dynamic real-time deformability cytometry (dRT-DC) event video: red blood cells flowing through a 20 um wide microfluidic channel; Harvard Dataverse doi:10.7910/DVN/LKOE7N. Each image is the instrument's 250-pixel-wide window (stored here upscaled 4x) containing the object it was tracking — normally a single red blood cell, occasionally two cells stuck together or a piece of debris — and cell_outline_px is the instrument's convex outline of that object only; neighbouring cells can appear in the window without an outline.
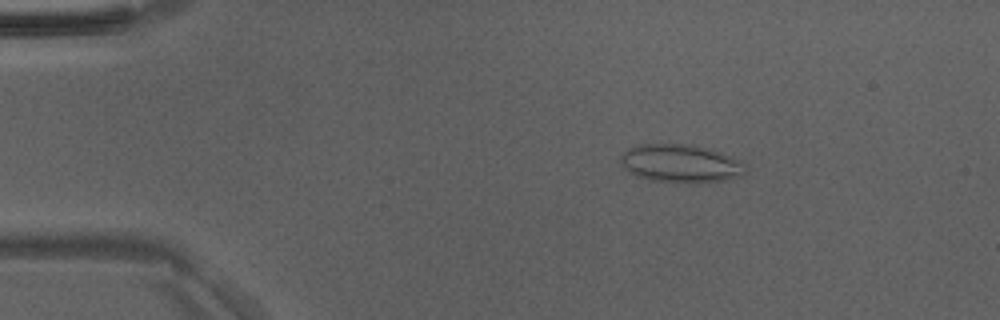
{"species": "Egyptian fruit bat (a non-hibernating species)", "species_latin": "Rousettus aegyptiacus", "temperature_condition": "room temperature", "stored_images_in_passage": 45, "camera_frame_rate_fps": 3000, "um_per_image_px": 0.085, "animal": {"sex": "male"}, "frame": {"image": 1, "passage_image": 7, "time_ms": 2.0, "image_size_px": [1000, 320], "cell_outline_px": [[748, 172], [744, 176], [724, 180], [696, 184], [688, 184], [648, 180], [636, 176], [624, 168], [620, 164], [620, 156], [628, 148], [636, 144], [692, 144], [712, 148], [740, 160]], "centroid_in_image_um": [57.87, 13.91], "position_along_channel_um": 27.1, "area_um2": 28.61}}
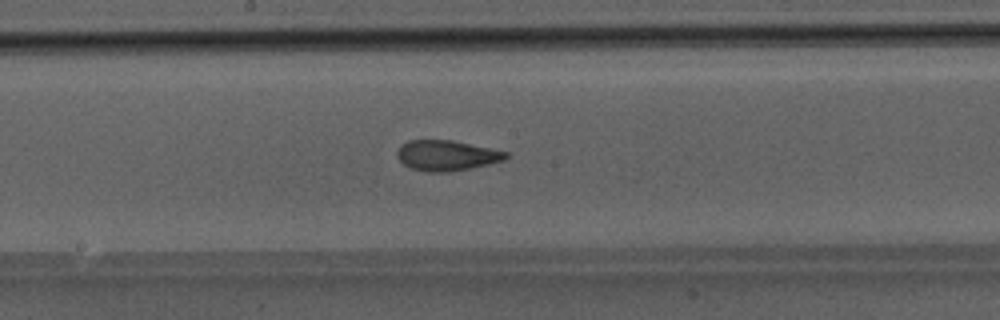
{"frame": {"image": 2, "passage_image": 25, "time_ms": 8.0, "image_size_px": [1000, 320], "cell_outline_px": [[508, 156], [504, 160], [488, 164], [448, 172], [428, 172], [412, 168], [404, 164], [396, 156], [396, 152], [400, 144], [408, 140], [452, 140], [508, 152]], "centroid_in_image_um": [37.92, 13.2], "position_along_channel_um": 210.3, "area_um2": 19.13}}
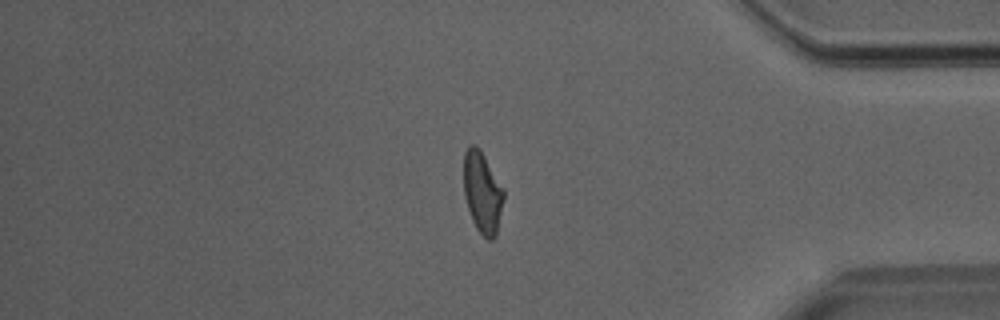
{"frame": {"image": 3, "passage_image": 40, "time_ms": 13.0, "image_size_px": [1000, 320], "cell_outline_px": [[504, 200], [496, 236], [492, 240], [488, 240], [476, 228], [472, 220], [464, 196], [464, 152], [468, 144], [476, 144], [480, 148], [504, 188]], "centroid_in_image_um": [41.01, 16.32], "position_along_channel_um": 394.2, "area_um2": 19.25}}